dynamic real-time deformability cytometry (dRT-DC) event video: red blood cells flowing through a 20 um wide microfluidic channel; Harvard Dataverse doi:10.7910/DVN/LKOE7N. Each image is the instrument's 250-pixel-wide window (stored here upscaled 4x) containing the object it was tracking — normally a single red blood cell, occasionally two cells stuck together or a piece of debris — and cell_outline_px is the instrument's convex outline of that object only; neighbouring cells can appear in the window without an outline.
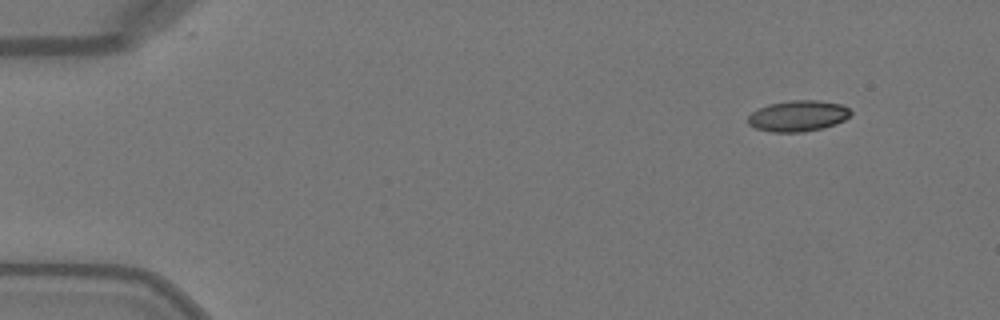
{"species": "Egyptian fruit bat (a non-hibernating species)", "species_latin": "Rousettus aegyptiacus", "temperature_condition": "warm", "stored_images_in_passage": 6, "camera_frame_rate_fps": 3000, "um_per_image_px": 0.085, "animal": {"sex": "female"}, "frame": {"image": 1, "passage_image": 1, "time_ms": 0.0, "image_size_px": [1000, 320], "cell_outline_px": [[852, 112], [844, 120], [820, 128], [800, 132], [772, 132], [756, 128], [748, 124], [748, 116], [752, 112], [768, 104], [792, 100], [816, 100], [840, 104], [848, 108]], "centroid_in_image_um": [67.79, 9.84], "position_along_channel_um": 17.2, "area_um2": 18.21}}